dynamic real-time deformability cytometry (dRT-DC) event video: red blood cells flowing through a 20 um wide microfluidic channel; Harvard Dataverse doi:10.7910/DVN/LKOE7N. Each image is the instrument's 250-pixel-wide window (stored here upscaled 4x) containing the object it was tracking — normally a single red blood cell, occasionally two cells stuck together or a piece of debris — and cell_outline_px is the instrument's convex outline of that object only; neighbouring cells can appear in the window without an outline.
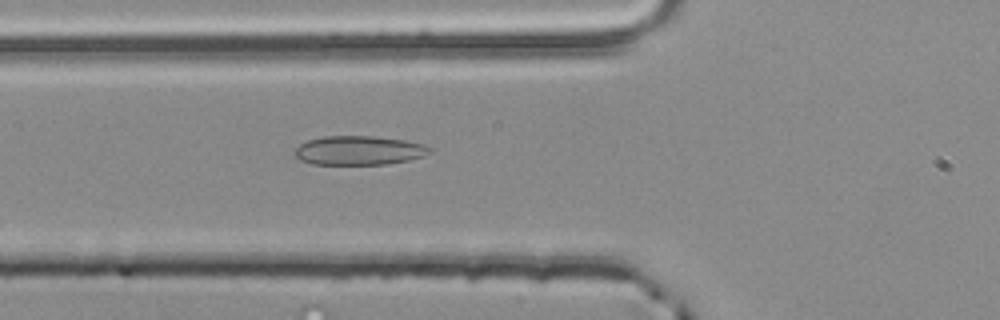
{"species": "common noctule bat (a hibernating species)", "species_latin": "Nyctalus noctula", "temperature_condition": "room temperature", "stored_images_in_passage": 37, "camera_frame_rate_fps": 3000, "um_per_image_px": 0.085, "animal": {"sex": "male", "body_mass_g": 20.4}, "frame": {"image": 1, "passage_image": 3, "time_ms": 0.667, "image_size_px": [1000, 320], "cell_outline_px": [[432, 148], [424, 156], [408, 160], [388, 164], [312, 164], [300, 160], [292, 152], [300, 144], [308, 140], [324, 136], [372, 136], [404, 140], [424, 144]], "centroid_in_image_um": [30.49, 12.78], "position_along_channel_um": 95.3, "area_um2": 22.83}}
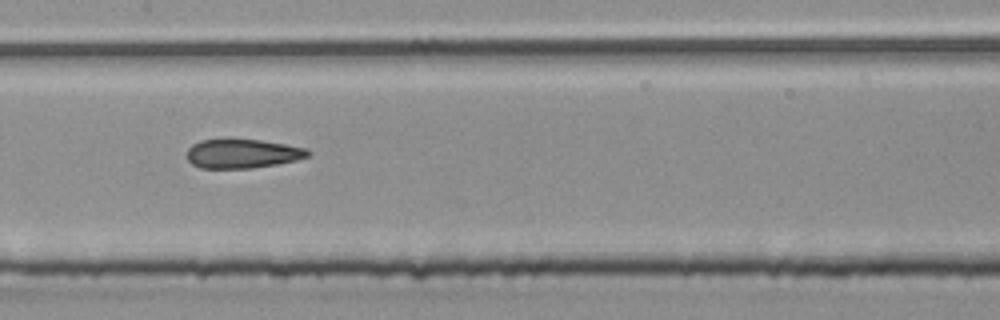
{"frame": {"image": 2, "passage_image": 10, "time_ms": 3.0, "image_size_px": [1000, 320], "cell_outline_px": [[312, 152], [308, 156], [296, 160], [276, 164], [252, 168], [200, 168], [192, 164], [184, 156], [188, 148], [192, 144], [200, 140], [228, 136], [260, 140], [284, 144], [304, 148]], "centroid_in_image_um": [20.51, 13.02], "position_along_channel_um": 186.9, "area_um2": 21.27}}
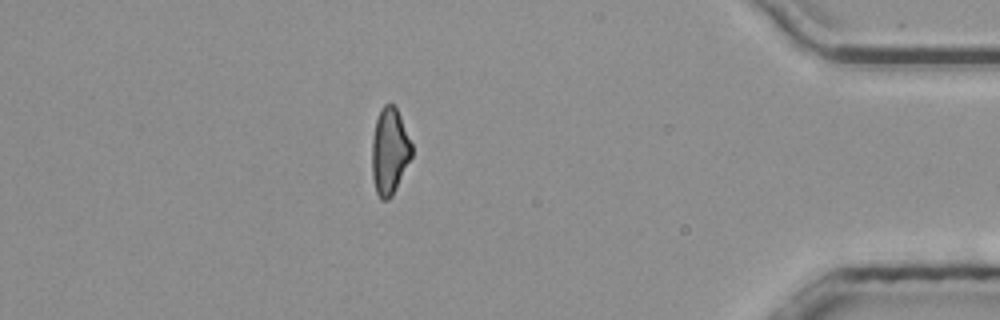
{"frame": {"image": 3, "passage_image": 30, "time_ms": 9.667, "image_size_px": [1000, 320], "cell_outline_px": [[412, 156], [392, 196], [388, 200], [380, 200], [376, 192], [372, 176], [372, 140], [376, 120], [380, 108], [384, 104], [392, 104], [396, 108], [400, 116], [412, 144]], "centroid_in_image_um": [33.1, 12.87], "position_along_channel_um": 402.1, "area_um2": 20.0}, "authors_computed_cell_mechanics": {"area_um2": 21.0392, "velocity_mm_per_s": 3.8882, "shape_relaxation_time_tau1_ms": null, "shape_relaxation_time_tau2_ms": 3.1101, "deformation_change_tau1": null, "deformation_change_tau2": 0.1222}}